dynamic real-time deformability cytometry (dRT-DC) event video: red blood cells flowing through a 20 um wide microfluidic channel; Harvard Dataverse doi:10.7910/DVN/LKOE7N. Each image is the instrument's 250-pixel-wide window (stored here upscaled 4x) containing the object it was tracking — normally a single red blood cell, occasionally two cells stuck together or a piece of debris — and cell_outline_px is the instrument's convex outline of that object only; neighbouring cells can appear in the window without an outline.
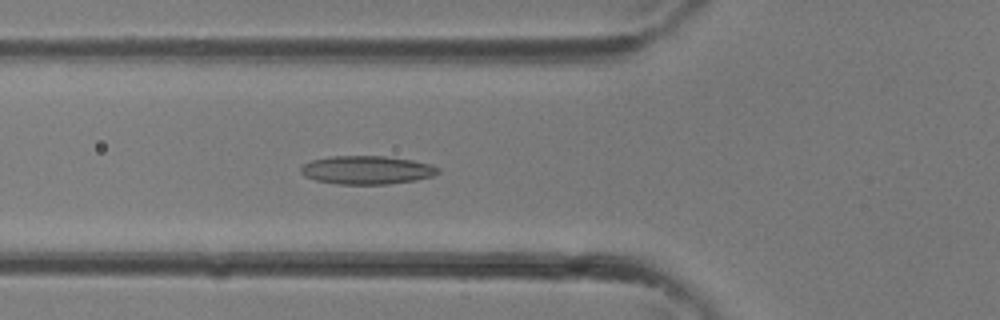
{"species": "common noctule bat (a hibernating species)", "species_latin": "Nyctalus noctula", "temperature_condition": "room temperature", "stored_images_in_passage": 26, "camera_frame_rate_fps": 3000, "um_per_image_px": 0.085, "animal": {"sex": "female"}, "frame": {"image": 1, "passage_image": 4, "time_ms": 1.0, "image_size_px": [1000, 320], "cell_outline_px": [[440, 172], [432, 176], [416, 180], [388, 184], [336, 184], [316, 180], [304, 176], [300, 172], [300, 168], [304, 164], [312, 160], [328, 156], [384, 156], [412, 160], [432, 164], [440, 168]], "centroid_in_image_um": [31.19, 14.45], "position_along_channel_um": 94.6, "area_um2": 22.83}}
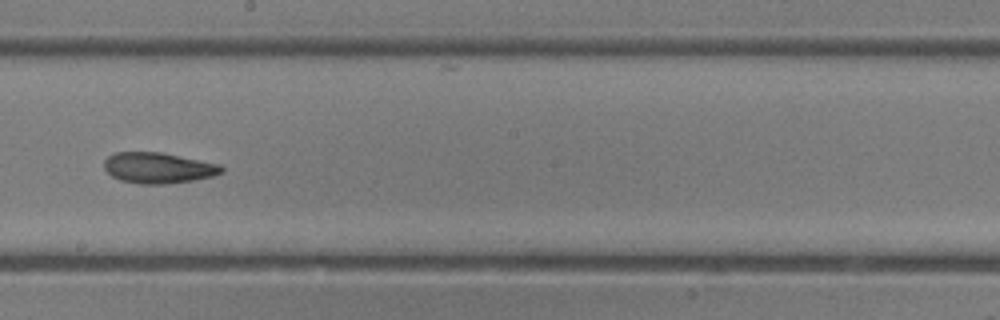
{"frame": {"image": 2, "passage_image": 11, "time_ms": 3.333, "image_size_px": [1000, 320], "cell_outline_px": [[224, 172], [212, 176], [192, 180], [168, 184], [140, 184], [120, 180], [112, 176], [104, 168], [104, 160], [108, 156], [116, 152], [160, 152], [220, 164], [224, 168]], "centroid_in_image_um": [13.45, 14.27], "position_along_channel_um": 234.8, "area_um2": 21.04}}
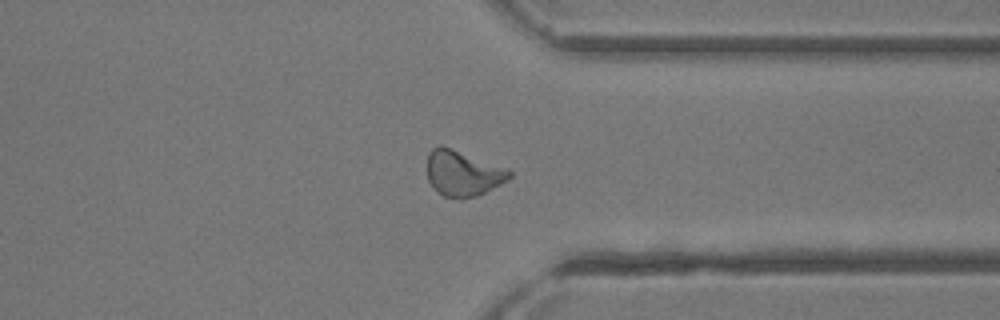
{"frame": {"image": 3, "passage_image": 18, "time_ms": 5.667, "image_size_px": [1000, 320], "cell_outline_px": [[512, 176], [508, 180], [476, 196], [460, 200], [444, 196], [436, 192], [428, 180], [428, 152], [432, 148], [440, 144], [452, 148], [508, 168], [512, 172]], "centroid_in_image_um": [39.34, 14.73], "position_along_channel_um": 372.1, "area_um2": 22.08}}